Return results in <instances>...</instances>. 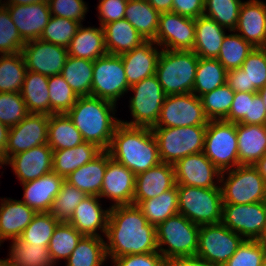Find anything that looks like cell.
I'll return each instance as SVG.
<instances>
[{
  "mask_svg": "<svg viewBox=\"0 0 266 266\" xmlns=\"http://www.w3.org/2000/svg\"><path fill=\"white\" fill-rule=\"evenodd\" d=\"M200 226L182 214L168 217L156 227L158 251L165 261L196 256ZM165 245L168 247L163 248Z\"/></svg>",
  "mask_w": 266,
  "mask_h": 266,
  "instance_id": "obj_5",
  "label": "cell"
},
{
  "mask_svg": "<svg viewBox=\"0 0 266 266\" xmlns=\"http://www.w3.org/2000/svg\"><path fill=\"white\" fill-rule=\"evenodd\" d=\"M241 0H205L203 15L234 32L238 23Z\"/></svg>",
  "mask_w": 266,
  "mask_h": 266,
  "instance_id": "obj_46",
  "label": "cell"
},
{
  "mask_svg": "<svg viewBox=\"0 0 266 266\" xmlns=\"http://www.w3.org/2000/svg\"><path fill=\"white\" fill-rule=\"evenodd\" d=\"M0 266H9L7 259H0Z\"/></svg>",
  "mask_w": 266,
  "mask_h": 266,
  "instance_id": "obj_68",
  "label": "cell"
},
{
  "mask_svg": "<svg viewBox=\"0 0 266 266\" xmlns=\"http://www.w3.org/2000/svg\"><path fill=\"white\" fill-rule=\"evenodd\" d=\"M155 44L153 40H146L140 46L120 55L129 86L155 75L161 53V50L154 47Z\"/></svg>",
  "mask_w": 266,
  "mask_h": 266,
  "instance_id": "obj_24",
  "label": "cell"
},
{
  "mask_svg": "<svg viewBox=\"0 0 266 266\" xmlns=\"http://www.w3.org/2000/svg\"><path fill=\"white\" fill-rule=\"evenodd\" d=\"M148 3L159 13L172 11L173 0H147Z\"/></svg>",
  "mask_w": 266,
  "mask_h": 266,
  "instance_id": "obj_64",
  "label": "cell"
},
{
  "mask_svg": "<svg viewBox=\"0 0 266 266\" xmlns=\"http://www.w3.org/2000/svg\"><path fill=\"white\" fill-rule=\"evenodd\" d=\"M103 30L108 54L121 55L146 41L125 18L105 24Z\"/></svg>",
  "mask_w": 266,
  "mask_h": 266,
  "instance_id": "obj_31",
  "label": "cell"
},
{
  "mask_svg": "<svg viewBox=\"0 0 266 266\" xmlns=\"http://www.w3.org/2000/svg\"><path fill=\"white\" fill-rule=\"evenodd\" d=\"M25 44L8 9L0 5V55L21 52Z\"/></svg>",
  "mask_w": 266,
  "mask_h": 266,
  "instance_id": "obj_52",
  "label": "cell"
},
{
  "mask_svg": "<svg viewBox=\"0 0 266 266\" xmlns=\"http://www.w3.org/2000/svg\"><path fill=\"white\" fill-rule=\"evenodd\" d=\"M2 165H4V163L0 160V167H2Z\"/></svg>",
  "mask_w": 266,
  "mask_h": 266,
  "instance_id": "obj_71",
  "label": "cell"
},
{
  "mask_svg": "<svg viewBox=\"0 0 266 266\" xmlns=\"http://www.w3.org/2000/svg\"><path fill=\"white\" fill-rule=\"evenodd\" d=\"M99 199V196H87L75 208L73 215L67 221L85 236L102 237L97 233L99 229L106 234L110 207L106 210L102 209Z\"/></svg>",
  "mask_w": 266,
  "mask_h": 266,
  "instance_id": "obj_25",
  "label": "cell"
},
{
  "mask_svg": "<svg viewBox=\"0 0 266 266\" xmlns=\"http://www.w3.org/2000/svg\"><path fill=\"white\" fill-rule=\"evenodd\" d=\"M256 94L252 92H235L234 100L225 121L239 123L245 115H248L249 99H253Z\"/></svg>",
  "mask_w": 266,
  "mask_h": 266,
  "instance_id": "obj_58",
  "label": "cell"
},
{
  "mask_svg": "<svg viewBox=\"0 0 266 266\" xmlns=\"http://www.w3.org/2000/svg\"><path fill=\"white\" fill-rule=\"evenodd\" d=\"M9 127L0 122V160L6 162V145L8 139Z\"/></svg>",
  "mask_w": 266,
  "mask_h": 266,
  "instance_id": "obj_63",
  "label": "cell"
},
{
  "mask_svg": "<svg viewBox=\"0 0 266 266\" xmlns=\"http://www.w3.org/2000/svg\"><path fill=\"white\" fill-rule=\"evenodd\" d=\"M221 223L244 239L264 241L265 203L222 204Z\"/></svg>",
  "mask_w": 266,
  "mask_h": 266,
  "instance_id": "obj_14",
  "label": "cell"
},
{
  "mask_svg": "<svg viewBox=\"0 0 266 266\" xmlns=\"http://www.w3.org/2000/svg\"><path fill=\"white\" fill-rule=\"evenodd\" d=\"M234 96L235 92L227 84L202 95L200 98L207 119L209 121L225 120L230 111Z\"/></svg>",
  "mask_w": 266,
  "mask_h": 266,
  "instance_id": "obj_45",
  "label": "cell"
},
{
  "mask_svg": "<svg viewBox=\"0 0 266 266\" xmlns=\"http://www.w3.org/2000/svg\"><path fill=\"white\" fill-rule=\"evenodd\" d=\"M87 195L75 186L64 181L60 192L54 198L50 213L59 221H68L75 208L85 199Z\"/></svg>",
  "mask_w": 266,
  "mask_h": 266,
  "instance_id": "obj_50",
  "label": "cell"
},
{
  "mask_svg": "<svg viewBox=\"0 0 266 266\" xmlns=\"http://www.w3.org/2000/svg\"><path fill=\"white\" fill-rule=\"evenodd\" d=\"M83 142L80 131L67 114L49 116L47 144L53 151L73 148Z\"/></svg>",
  "mask_w": 266,
  "mask_h": 266,
  "instance_id": "obj_35",
  "label": "cell"
},
{
  "mask_svg": "<svg viewBox=\"0 0 266 266\" xmlns=\"http://www.w3.org/2000/svg\"><path fill=\"white\" fill-rule=\"evenodd\" d=\"M207 126L153 127L161 162L175 164L192 154L203 152Z\"/></svg>",
  "mask_w": 266,
  "mask_h": 266,
  "instance_id": "obj_8",
  "label": "cell"
},
{
  "mask_svg": "<svg viewBox=\"0 0 266 266\" xmlns=\"http://www.w3.org/2000/svg\"><path fill=\"white\" fill-rule=\"evenodd\" d=\"M177 185L198 188H220L222 172L205 156L203 152L188 155L174 164ZM217 179V183L213 180Z\"/></svg>",
  "mask_w": 266,
  "mask_h": 266,
  "instance_id": "obj_18",
  "label": "cell"
},
{
  "mask_svg": "<svg viewBox=\"0 0 266 266\" xmlns=\"http://www.w3.org/2000/svg\"><path fill=\"white\" fill-rule=\"evenodd\" d=\"M262 266H266V252H265V255H264V259H263V264Z\"/></svg>",
  "mask_w": 266,
  "mask_h": 266,
  "instance_id": "obj_69",
  "label": "cell"
},
{
  "mask_svg": "<svg viewBox=\"0 0 266 266\" xmlns=\"http://www.w3.org/2000/svg\"><path fill=\"white\" fill-rule=\"evenodd\" d=\"M107 168V150H102L94 159L70 173L65 181L87 196H99Z\"/></svg>",
  "mask_w": 266,
  "mask_h": 266,
  "instance_id": "obj_29",
  "label": "cell"
},
{
  "mask_svg": "<svg viewBox=\"0 0 266 266\" xmlns=\"http://www.w3.org/2000/svg\"><path fill=\"white\" fill-rule=\"evenodd\" d=\"M68 55L94 61L107 54L103 27H83L81 24L70 42Z\"/></svg>",
  "mask_w": 266,
  "mask_h": 266,
  "instance_id": "obj_32",
  "label": "cell"
},
{
  "mask_svg": "<svg viewBox=\"0 0 266 266\" xmlns=\"http://www.w3.org/2000/svg\"><path fill=\"white\" fill-rule=\"evenodd\" d=\"M94 61L68 55L61 75L78 96L91 95Z\"/></svg>",
  "mask_w": 266,
  "mask_h": 266,
  "instance_id": "obj_37",
  "label": "cell"
},
{
  "mask_svg": "<svg viewBox=\"0 0 266 266\" xmlns=\"http://www.w3.org/2000/svg\"><path fill=\"white\" fill-rule=\"evenodd\" d=\"M48 88L51 114H66L78 99L61 74L49 76Z\"/></svg>",
  "mask_w": 266,
  "mask_h": 266,
  "instance_id": "obj_49",
  "label": "cell"
},
{
  "mask_svg": "<svg viewBox=\"0 0 266 266\" xmlns=\"http://www.w3.org/2000/svg\"><path fill=\"white\" fill-rule=\"evenodd\" d=\"M28 114L20 93H0V122L10 128L19 124Z\"/></svg>",
  "mask_w": 266,
  "mask_h": 266,
  "instance_id": "obj_54",
  "label": "cell"
},
{
  "mask_svg": "<svg viewBox=\"0 0 266 266\" xmlns=\"http://www.w3.org/2000/svg\"><path fill=\"white\" fill-rule=\"evenodd\" d=\"M114 266H166L162 254L157 252L125 255L112 259Z\"/></svg>",
  "mask_w": 266,
  "mask_h": 266,
  "instance_id": "obj_57",
  "label": "cell"
},
{
  "mask_svg": "<svg viewBox=\"0 0 266 266\" xmlns=\"http://www.w3.org/2000/svg\"><path fill=\"white\" fill-rule=\"evenodd\" d=\"M265 203V208H266V200L264 201ZM264 241L266 242V229H265V234H264Z\"/></svg>",
  "mask_w": 266,
  "mask_h": 266,
  "instance_id": "obj_70",
  "label": "cell"
},
{
  "mask_svg": "<svg viewBox=\"0 0 266 266\" xmlns=\"http://www.w3.org/2000/svg\"><path fill=\"white\" fill-rule=\"evenodd\" d=\"M47 0H8L2 4V0H0V5L2 6H10V5H27L34 4L39 2H46Z\"/></svg>",
  "mask_w": 266,
  "mask_h": 266,
  "instance_id": "obj_65",
  "label": "cell"
},
{
  "mask_svg": "<svg viewBox=\"0 0 266 266\" xmlns=\"http://www.w3.org/2000/svg\"><path fill=\"white\" fill-rule=\"evenodd\" d=\"M154 42L166 50H193L195 19L184 17L172 11L160 13Z\"/></svg>",
  "mask_w": 266,
  "mask_h": 266,
  "instance_id": "obj_15",
  "label": "cell"
},
{
  "mask_svg": "<svg viewBox=\"0 0 266 266\" xmlns=\"http://www.w3.org/2000/svg\"><path fill=\"white\" fill-rule=\"evenodd\" d=\"M227 72L217 59L199 57L192 93L201 97L226 84Z\"/></svg>",
  "mask_w": 266,
  "mask_h": 266,
  "instance_id": "obj_40",
  "label": "cell"
},
{
  "mask_svg": "<svg viewBox=\"0 0 266 266\" xmlns=\"http://www.w3.org/2000/svg\"><path fill=\"white\" fill-rule=\"evenodd\" d=\"M175 185L174 165L160 162L136 175L133 205L137 206L143 200L159 196Z\"/></svg>",
  "mask_w": 266,
  "mask_h": 266,
  "instance_id": "obj_22",
  "label": "cell"
},
{
  "mask_svg": "<svg viewBox=\"0 0 266 266\" xmlns=\"http://www.w3.org/2000/svg\"><path fill=\"white\" fill-rule=\"evenodd\" d=\"M107 151L115 161L126 166L135 175L161 162L158 143L151 128L120 123Z\"/></svg>",
  "mask_w": 266,
  "mask_h": 266,
  "instance_id": "obj_3",
  "label": "cell"
},
{
  "mask_svg": "<svg viewBox=\"0 0 266 266\" xmlns=\"http://www.w3.org/2000/svg\"><path fill=\"white\" fill-rule=\"evenodd\" d=\"M244 240L221 222L201 225L196 256L211 266H223Z\"/></svg>",
  "mask_w": 266,
  "mask_h": 266,
  "instance_id": "obj_11",
  "label": "cell"
},
{
  "mask_svg": "<svg viewBox=\"0 0 266 266\" xmlns=\"http://www.w3.org/2000/svg\"><path fill=\"white\" fill-rule=\"evenodd\" d=\"M241 69L248 79V92L258 93L266 85V49L254 48L242 63Z\"/></svg>",
  "mask_w": 266,
  "mask_h": 266,
  "instance_id": "obj_51",
  "label": "cell"
},
{
  "mask_svg": "<svg viewBox=\"0 0 266 266\" xmlns=\"http://www.w3.org/2000/svg\"><path fill=\"white\" fill-rule=\"evenodd\" d=\"M235 31L255 48L265 47L266 3L260 0L242 2Z\"/></svg>",
  "mask_w": 266,
  "mask_h": 266,
  "instance_id": "obj_23",
  "label": "cell"
},
{
  "mask_svg": "<svg viewBox=\"0 0 266 266\" xmlns=\"http://www.w3.org/2000/svg\"><path fill=\"white\" fill-rule=\"evenodd\" d=\"M134 92L130 98V111L133 121H120L132 127L153 128L156 126L166 94L158 82L157 76L152 75L130 86L128 89Z\"/></svg>",
  "mask_w": 266,
  "mask_h": 266,
  "instance_id": "obj_10",
  "label": "cell"
},
{
  "mask_svg": "<svg viewBox=\"0 0 266 266\" xmlns=\"http://www.w3.org/2000/svg\"><path fill=\"white\" fill-rule=\"evenodd\" d=\"M106 259L103 237L84 235L66 260V266H102Z\"/></svg>",
  "mask_w": 266,
  "mask_h": 266,
  "instance_id": "obj_41",
  "label": "cell"
},
{
  "mask_svg": "<svg viewBox=\"0 0 266 266\" xmlns=\"http://www.w3.org/2000/svg\"><path fill=\"white\" fill-rule=\"evenodd\" d=\"M160 13L147 0H128L125 19L145 40H155Z\"/></svg>",
  "mask_w": 266,
  "mask_h": 266,
  "instance_id": "obj_36",
  "label": "cell"
},
{
  "mask_svg": "<svg viewBox=\"0 0 266 266\" xmlns=\"http://www.w3.org/2000/svg\"><path fill=\"white\" fill-rule=\"evenodd\" d=\"M64 181V178L52 171L38 179L21 183L24 188L21 201L36 213L49 212Z\"/></svg>",
  "mask_w": 266,
  "mask_h": 266,
  "instance_id": "obj_26",
  "label": "cell"
},
{
  "mask_svg": "<svg viewBox=\"0 0 266 266\" xmlns=\"http://www.w3.org/2000/svg\"><path fill=\"white\" fill-rule=\"evenodd\" d=\"M266 182V154L254 165Z\"/></svg>",
  "mask_w": 266,
  "mask_h": 266,
  "instance_id": "obj_66",
  "label": "cell"
},
{
  "mask_svg": "<svg viewBox=\"0 0 266 266\" xmlns=\"http://www.w3.org/2000/svg\"><path fill=\"white\" fill-rule=\"evenodd\" d=\"M49 116L29 113L19 124L9 128L6 161L17 153L47 144Z\"/></svg>",
  "mask_w": 266,
  "mask_h": 266,
  "instance_id": "obj_16",
  "label": "cell"
},
{
  "mask_svg": "<svg viewBox=\"0 0 266 266\" xmlns=\"http://www.w3.org/2000/svg\"><path fill=\"white\" fill-rule=\"evenodd\" d=\"M36 212L21 200L3 198L0 203V246L7 239L20 238Z\"/></svg>",
  "mask_w": 266,
  "mask_h": 266,
  "instance_id": "obj_27",
  "label": "cell"
},
{
  "mask_svg": "<svg viewBox=\"0 0 266 266\" xmlns=\"http://www.w3.org/2000/svg\"><path fill=\"white\" fill-rule=\"evenodd\" d=\"M201 98L193 93L167 95L155 127L207 126Z\"/></svg>",
  "mask_w": 266,
  "mask_h": 266,
  "instance_id": "obj_13",
  "label": "cell"
},
{
  "mask_svg": "<svg viewBox=\"0 0 266 266\" xmlns=\"http://www.w3.org/2000/svg\"><path fill=\"white\" fill-rule=\"evenodd\" d=\"M204 2L205 0H173L172 12L197 19L204 13Z\"/></svg>",
  "mask_w": 266,
  "mask_h": 266,
  "instance_id": "obj_60",
  "label": "cell"
},
{
  "mask_svg": "<svg viewBox=\"0 0 266 266\" xmlns=\"http://www.w3.org/2000/svg\"><path fill=\"white\" fill-rule=\"evenodd\" d=\"M27 71L46 76L61 74L68 49L40 39L27 41L21 51Z\"/></svg>",
  "mask_w": 266,
  "mask_h": 266,
  "instance_id": "obj_17",
  "label": "cell"
},
{
  "mask_svg": "<svg viewBox=\"0 0 266 266\" xmlns=\"http://www.w3.org/2000/svg\"><path fill=\"white\" fill-rule=\"evenodd\" d=\"M81 24L71 19L51 15L39 39L68 48Z\"/></svg>",
  "mask_w": 266,
  "mask_h": 266,
  "instance_id": "obj_48",
  "label": "cell"
},
{
  "mask_svg": "<svg viewBox=\"0 0 266 266\" xmlns=\"http://www.w3.org/2000/svg\"><path fill=\"white\" fill-rule=\"evenodd\" d=\"M48 78L34 71L26 72L20 94L29 113L51 115Z\"/></svg>",
  "mask_w": 266,
  "mask_h": 266,
  "instance_id": "obj_33",
  "label": "cell"
},
{
  "mask_svg": "<svg viewBox=\"0 0 266 266\" xmlns=\"http://www.w3.org/2000/svg\"><path fill=\"white\" fill-rule=\"evenodd\" d=\"M199 57L193 50L161 48L155 75L166 95L192 93Z\"/></svg>",
  "mask_w": 266,
  "mask_h": 266,
  "instance_id": "obj_4",
  "label": "cell"
},
{
  "mask_svg": "<svg viewBox=\"0 0 266 266\" xmlns=\"http://www.w3.org/2000/svg\"><path fill=\"white\" fill-rule=\"evenodd\" d=\"M178 213L199 226L216 224L222 220L220 188H198L177 185Z\"/></svg>",
  "mask_w": 266,
  "mask_h": 266,
  "instance_id": "obj_7",
  "label": "cell"
},
{
  "mask_svg": "<svg viewBox=\"0 0 266 266\" xmlns=\"http://www.w3.org/2000/svg\"><path fill=\"white\" fill-rule=\"evenodd\" d=\"M220 184L223 204H250L266 200L265 179L254 165H238L223 171Z\"/></svg>",
  "mask_w": 266,
  "mask_h": 266,
  "instance_id": "obj_6",
  "label": "cell"
},
{
  "mask_svg": "<svg viewBox=\"0 0 266 266\" xmlns=\"http://www.w3.org/2000/svg\"><path fill=\"white\" fill-rule=\"evenodd\" d=\"M128 0H99L98 13L100 26L118 21L125 17V8Z\"/></svg>",
  "mask_w": 266,
  "mask_h": 266,
  "instance_id": "obj_56",
  "label": "cell"
},
{
  "mask_svg": "<svg viewBox=\"0 0 266 266\" xmlns=\"http://www.w3.org/2000/svg\"><path fill=\"white\" fill-rule=\"evenodd\" d=\"M4 164L12 166L20 183L29 182L52 172L53 150L43 144L11 156Z\"/></svg>",
  "mask_w": 266,
  "mask_h": 266,
  "instance_id": "obj_20",
  "label": "cell"
},
{
  "mask_svg": "<svg viewBox=\"0 0 266 266\" xmlns=\"http://www.w3.org/2000/svg\"><path fill=\"white\" fill-rule=\"evenodd\" d=\"M27 72L21 52L1 54L0 56V93H20Z\"/></svg>",
  "mask_w": 266,
  "mask_h": 266,
  "instance_id": "obj_42",
  "label": "cell"
},
{
  "mask_svg": "<svg viewBox=\"0 0 266 266\" xmlns=\"http://www.w3.org/2000/svg\"><path fill=\"white\" fill-rule=\"evenodd\" d=\"M102 150L95 144L83 142L73 148L53 151L52 171L62 178L94 159Z\"/></svg>",
  "mask_w": 266,
  "mask_h": 266,
  "instance_id": "obj_34",
  "label": "cell"
},
{
  "mask_svg": "<svg viewBox=\"0 0 266 266\" xmlns=\"http://www.w3.org/2000/svg\"><path fill=\"white\" fill-rule=\"evenodd\" d=\"M135 178L130 169L115 161L107 151V168L99 198L107 197L114 201L110 207L133 205Z\"/></svg>",
  "mask_w": 266,
  "mask_h": 266,
  "instance_id": "obj_19",
  "label": "cell"
},
{
  "mask_svg": "<svg viewBox=\"0 0 266 266\" xmlns=\"http://www.w3.org/2000/svg\"><path fill=\"white\" fill-rule=\"evenodd\" d=\"M240 165H255L266 154V125L236 123Z\"/></svg>",
  "mask_w": 266,
  "mask_h": 266,
  "instance_id": "obj_28",
  "label": "cell"
},
{
  "mask_svg": "<svg viewBox=\"0 0 266 266\" xmlns=\"http://www.w3.org/2000/svg\"><path fill=\"white\" fill-rule=\"evenodd\" d=\"M166 266H211L197 256L174 258L166 262Z\"/></svg>",
  "mask_w": 266,
  "mask_h": 266,
  "instance_id": "obj_62",
  "label": "cell"
},
{
  "mask_svg": "<svg viewBox=\"0 0 266 266\" xmlns=\"http://www.w3.org/2000/svg\"><path fill=\"white\" fill-rule=\"evenodd\" d=\"M105 237L107 257L158 251L156 227L148 223L136 205L110 207Z\"/></svg>",
  "mask_w": 266,
  "mask_h": 266,
  "instance_id": "obj_1",
  "label": "cell"
},
{
  "mask_svg": "<svg viewBox=\"0 0 266 266\" xmlns=\"http://www.w3.org/2000/svg\"><path fill=\"white\" fill-rule=\"evenodd\" d=\"M116 104L92 95L78 97L66 113L80 131L84 142L101 150L110 148L113 133L121 123L115 116Z\"/></svg>",
  "mask_w": 266,
  "mask_h": 266,
  "instance_id": "obj_2",
  "label": "cell"
},
{
  "mask_svg": "<svg viewBox=\"0 0 266 266\" xmlns=\"http://www.w3.org/2000/svg\"><path fill=\"white\" fill-rule=\"evenodd\" d=\"M224 29L212 18L205 15L195 19V44L193 51L198 57L217 59L226 35Z\"/></svg>",
  "mask_w": 266,
  "mask_h": 266,
  "instance_id": "obj_30",
  "label": "cell"
},
{
  "mask_svg": "<svg viewBox=\"0 0 266 266\" xmlns=\"http://www.w3.org/2000/svg\"><path fill=\"white\" fill-rule=\"evenodd\" d=\"M59 222L50 212L36 213L31 223L24 229L20 239L27 244L49 245Z\"/></svg>",
  "mask_w": 266,
  "mask_h": 266,
  "instance_id": "obj_47",
  "label": "cell"
},
{
  "mask_svg": "<svg viewBox=\"0 0 266 266\" xmlns=\"http://www.w3.org/2000/svg\"><path fill=\"white\" fill-rule=\"evenodd\" d=\"M254 46L245 41L237 32L225 35L217 60L227 71L241 68Z\"/></svg>",
  "mask_w": 266,
  "mask_h": 266,
  "instance_id": "obj_44",
  "label": "cell"
},
{
  "mask_svg": "<svg viewBox=\"0 0 266 266\" xmlns=\"http://www.w3.org/2000/svg\"><path fill=\"white\" fill-rule=\"evenodd\" d=\"M18 33L27 42L39 39L51 17L48 2L5 6Z\"/></svg>",
  "mask_w": 266,
  "mask_h": 266,
  "instance_id": "obj_21",
  "label": "cell"
},
{
  "mask_svg": "<svg viewBox=\"0 0 266 266\" xmlns=\"http://www.w3.org/2000/svg\"><path fill=\"white\" fill-rule=\"evenodd\" d=\"M137 207L142 211L148 223L157 227L168 217L178 213L177 184L159 196L141 201Z\"/></svg>",
  "mask_w": 266,
  "mask_h": 266,
  "instance_id": "obj_38",
  "label": "cell"
},
{
  "mask_svg": "<svg viewBox=\"0 0 266 266\" xmlns=\"http://www.w3.org/2000/svg\"><path fill=\"white\" fill-rule=\"evenodd\" d=\"M83 236L70 223L60 221L54 229L48 246L54 265L59 259L67 260Z\"/></svg>",
  "mask_w": 266,
  "mask_h": 266,
  "instance_id": "obj_43",
  "label": "cell"
},
{
  "mask_svg": "<svg viewBox=\"0 0 266 266\" xmlns=\"http://www.w3.org/2000/svg\"><path fill=\"white\" fill-rule=\"evenodd\" d=\"M237 144L236 123L208 121L203 153L221 172L240 165Z\"/></svg>",
  "mask_w": 266,
  "mask_h": 266,
  "instance_id": "obj_9",
  "label": "cell"
},
{
  "mask_svg": "<svg viewBox=\"0 0 266 266\" xmlns=\"http://www.w3.org/2000/svg\"><path fill=\"white\" fill-rule=\"evenodd\" d=\"M265 252V241L245 239L223 266H262Z\"/></svg>",
  "mask_w": 266,
  "mask_h": 266,
  "instance_id": "obj_53",
  "label": "cell"
},
{
  "mask_svg": "<svg viewBox=\"0 0 266 266\" xmlns=\"http://www.w3.org/2000/svg\"><path fill=\"white\" fill-rule=\"evenodd\" d=\"M125 69L120 55L105 54L94 60L91 95L117 103L128 92Z\"/></svg>",
  "mask_w": 266,
  "mask_h": 266,
  "instance_id": "obj_12",
  "label": "cell"
},
{
  "mask_svg": "<svg viewBox=\"0 0 266 266\" xmlns=\"http://www.w3.org/2000/svg\"><path fill=\"white\" fill-rule=\"evenodd\" d=\"M49 245L27 244L20 238L12 240L9 266H54L48 249Z\"/></svg>",
  "mask_w": 266,
  "mask_h": 266,
  "instance_id": "obj_39",
  "label": "cell"
},
{
  "mask_svg": "<svg viewBox=\"0 0 266 266\" xmlns=\"http://www.w3.org/2000/svg\"><path fill=\"white\" fill-rule=\"evenodd\" d=\"M226 84L234 92H248V79L246 73L241 68L227 72Z\"/></svg>",
  "mask_w": 266,
  "mask_h": 266,
  "instance_id": "obj_61",
  "label": "cell"
},
{
  "mask_svg": "<svg viewBox=\"0 0 266 266\" xmlns=\"http://www.w3.org/2000/svg\"><path fill=\"white\" fill-rule=\"evenodd\" d=\"M239 123L266 125V107L259 93L253 99H249L248 115H245Z\"/></svg>",
  "mask_w": 266,
  "mask_h": 266,
  "instance_id": "obj_59",
  "label": "cell"
},
{
  "mask_svg": "<svg viewBox=\"0 0 266 266\" xmlns=\"http://www.w3.org/2000/svg\"><path fill=\"white\" fill-rule=\"evenodd\" d=\"M259 95L262 97L264 105L266 107V85L258 91Z\"/></svg>",
  "mask_w": 266,
  "mask_h": 266,
  "instance_id": "obj_67",
  "label": "cell"
},
{
  "mask_svg": "<svg viewBox=\"0 0 266 266\" xmlns=\"http://www.w3.org/2000/svg\"><path fill=\"white\" fill-rule=\"evenodd\" d=\"M52 16L71 19L82 23L87 13V4L83 0H47Z\"/></svg>",
  "mask_w": 266,
  "mask_h": 266,
  "instance_id": "obj_55",
  "label": "cell"
}]
</instances>
